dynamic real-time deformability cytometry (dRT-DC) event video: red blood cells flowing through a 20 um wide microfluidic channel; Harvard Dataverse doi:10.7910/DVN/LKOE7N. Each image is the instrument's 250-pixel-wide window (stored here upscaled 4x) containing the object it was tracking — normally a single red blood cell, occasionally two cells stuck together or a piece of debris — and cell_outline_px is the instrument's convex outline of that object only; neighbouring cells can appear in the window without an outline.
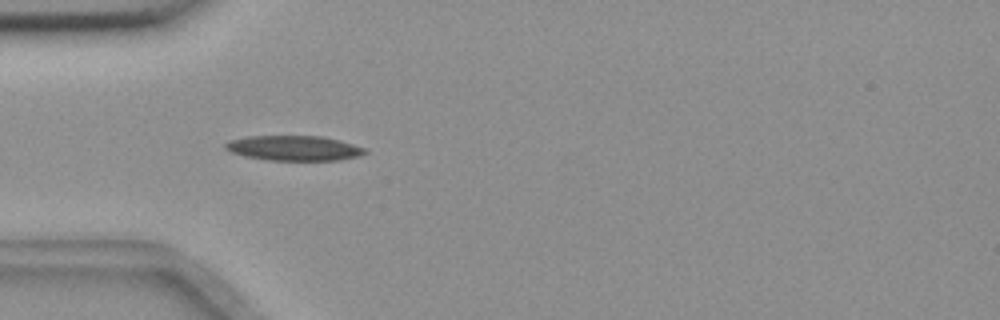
{"species": "common noctule bat (a hibernating species)", "species_latin": "Nyctalus noctula", "temperature_condition": "room temperature", "stored_images_in_passage": 54, "camera_frame_rate_fps": 3000, "um_per_image_px": 0.085, "animal": {"sex": "female", "body_mass_g": 18.4}, "frame": {"image": 1, "passage_image": 16, "time_ms": 5.0, "image_size_px": [1000, 320], "cell_outline_px": [[368, 152], [360, 156], [336, 160], [268, 160], [244, 156], [232, 152], [224, 148], [224, 144], [228, 140], [248, 136], [324, 136], [340, 140], [364, 148]], "centroid_in_image_um": [24.97, 12.58], "position_along_channel_um": 60.0, "area_um2": 20.35}}
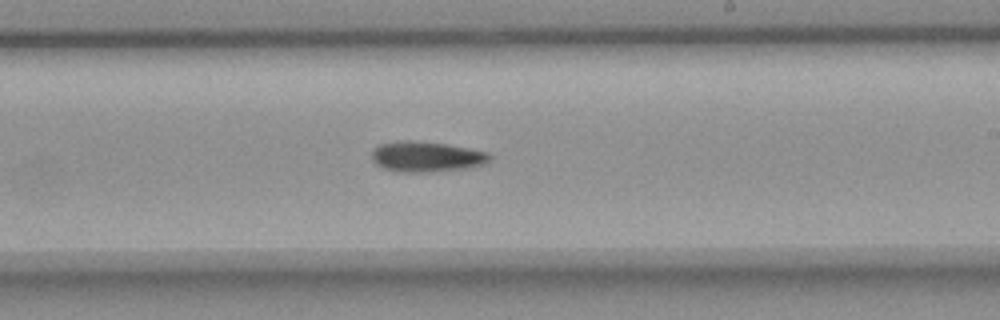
{"frame": {"image": 2, "passage_image": 32, "time_ms": 10.333, "image_size_px": [1000, 320], "cell_outline_px": [[492, 156], [484, 164], [468, 168], [432, 172], [400, 172], [384, 168], [376, 164], [372, 160], [372, 148], [380, 144], [400, 140], [408, 140], [444, 144], [468, 148], [488, 152]], "centroid_in_image_um": [36.22, 13.32], "position_along_channel_um": 252.8, "area_um2": 20.92}}
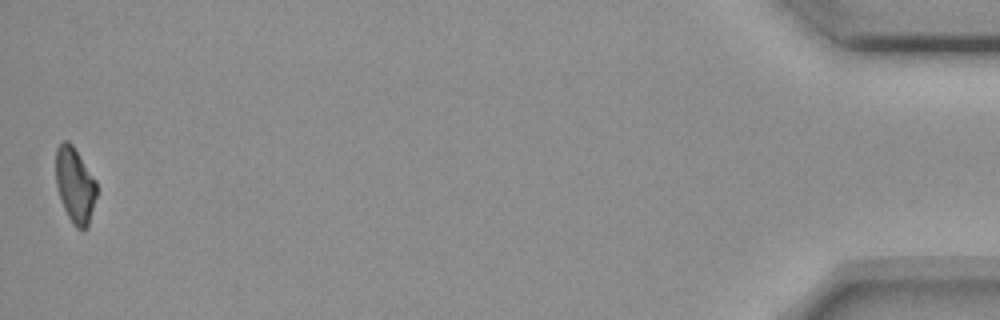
{"frame": {"image": 3, "passage_image": 54, "time_ms": 17.667, "image_size_px": [1000, 320], "cell_outline_px": [[96, 196], [88, 228], [76, 228], [72, 224], [64, 208], [56, 184], [56, 148], [64, 140], [68, 140], [72, 144], [96, 180]], "centroid_in_image_um": [6.37, 15.73], "position_along_channel_um": 428.8, "area_um2": 17.8}, "authors_computed_cell_mechanics": {"area_um2": 19.5942, "velocity_mm_per_s": 3.6762, "shape_relaxation_time_tau1_ms": 7.5513, "shape_relaxation_time_tau2_ms": null, "deformation_change_tau1": 0.165, "deformation_change_tau2": null}}